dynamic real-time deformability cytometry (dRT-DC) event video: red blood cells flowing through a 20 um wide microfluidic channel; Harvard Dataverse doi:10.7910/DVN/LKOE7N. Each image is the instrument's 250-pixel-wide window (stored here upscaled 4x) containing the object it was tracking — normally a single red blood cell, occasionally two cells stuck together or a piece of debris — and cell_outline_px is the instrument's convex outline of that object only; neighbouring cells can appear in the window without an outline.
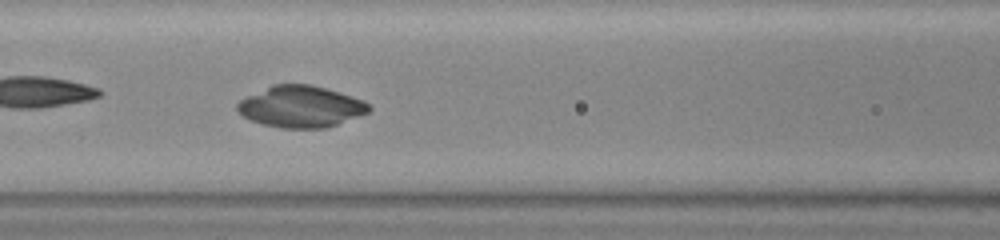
{"species": "common noctule bat (a hibernating species)", "species_latin": "Nyctalus noctula", "temperature_condition": "warm", "stored_images_in_passage": 40, "camera_frame_rate_fps": 3000, "um_per_image_px": 0.085, "animal": {"sex": "female", "body_mass_g": 23.0, "forearm_length_mm": 53.4}, "frame": {"image": 1, "passage_image": 23, "time_ms": 7.333, "image_size_px": [1000, 240], "cell_outline_px": [[372, 108], [368, 112], [328, 128], [280, 128], [264, 124], [252, 120], [244, 116], [236, 108], [236, 104], [240, 100], [272, 84], [308, 84], [324, 88], [364, 100]], "centroid_in_image_um": [25.57, 9.07], "position_along_channel_um": 141.0, "area_um2": 31.5}}